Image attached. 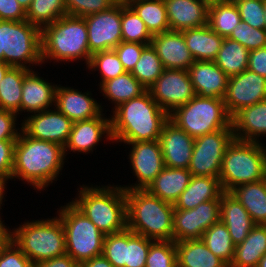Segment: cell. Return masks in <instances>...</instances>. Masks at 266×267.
<instances>
[{
    "instance_id": "cell-1",
    "label": "cell",
    "mask_w": 266,
    "mask_h": 267,
    "mask_svg": "<svg viewBox=\"0 0 266 267\" xmlns=\"http://www.w3.org/2000/svg\"><path fill=\"white\" fill-rule=\"evenodd\" d=\"M110 119L113 141L131 143L158 140L169 115L146 90L114 108Z\"/></svg>"
},
{
    "instance_id": "cell-2",
    "label": "cell",
    "mask_w": 266,
    "mask_h": 267,
    "mask_svg": "<svg viewBox=\"0 0 266 267\" xmlns=\"http://www.w3.org/2000/svg\"><path fill=\"white\" fill-rule=\"evenodd\" d=\"M20 131L14 147L11 179L18 177L36 189H44L55 180L63 167L64 147L53 142L31 138L22 130Z\"/></svg>"
},
{
    "instance_id": "cell-3",
    "label": "cell",
    "mask_w": 266,
    "mask_h": 267,
    "mask_svg": "<svg viewBox=\"0 0 266 267\" xmlns=\"http://www.w3.org/2000/svg\"><path fill=\"white\" fill-rule=\"evenodd\" d=\"M127 229L154 241L173 240L174 205L147 190L125 189Z\"/></svg>"
},
{
    "instance_id": "cell-4",
    "label": "cell",
    "mask_w": 266,
    "mask_h": 267,
    "mask_svg": "<svg viewBox=\"0 0 266 267\" xmlns=\"http://www.w3.org/2000/svg\"><path fill=\"white\" fill-rule=\"evenodd\" d=\"M110 186H81L78 199L72 202L105 235L127 228L125 189Z\"/></svg>"
},
{
    "instance_id": "cell-5",
    "label": "cell",
    "mask_w": 266,
    "mask_h": 267,
    "mask_svg": "<svg viewBox=\"0 0 266 267\" xmlns=\"http://www.w3.org/2000/svg\"><path fill=\"white\" fill-rule=\"evenodd\" d=\"M42 61L85 59L89 64L88 31L84 17L64 15L41 30Z\"/></svg>"
},
{
    "instance_id": "cell-6",
    "label": "cell",
    "mask_w": 266,
    "mask_h": 267,
    "mask_svg": "<svg viewBox=\"0 0 266 267\" xmlns=\"http://www.w3.org/2000/svg\"><path fill=\"white\" fill-rule=\"evenodd\" d=\"M265 171L262 143L234 139L224 153L219 180L223 191L230 192L239 185L261 181Z\"/></svg>"
},
{
    "instance_id": "cell-7",
    "label": "cell",
    "mask_w": 266,
    "mask_h": 267,
    "mask_svg": "<svg viewBox=\"0 0 266 267\" xmlns=\"http://www.w3.org/2000/svg\"><path fill=\"white\" fill-rule=\"evenodd\" d=\"M13 232V241L33 262L66 254L65 233L59 217L26 222Z\"/></svg>"
},
{
    "instance_id": "cell-8",
    "label": "cell",
    "mask_w": 266,
    "mask_h": 267,
    "mask_svg": "<svg viewBox=\"0 0 266 267\" xmlns=\"http://www.w3.org/2000/svg\"><path fill=\"white\" fill-rule=\"evenodd\" d=\"M169 120L193 138L217 130L233 129L222 98L196 95L169 114Z\"/></svg>"
},
{
    "instance_id": "cell-9",
    "label": "cell",
    "mask_w": 266,
    "mask_h": 267,
    "mask_svg": "<svg viewBox=\"0 0 266 267\" xmlns=\"http://www.w3.org/2000/svg\"><path fill=\"white\" fill-rule=\"evenodd\" d=\"M65 233L66 254L78 264L101 255L103 234L72 202L59 210Z\"/></svg>"
},
{
    "instance_id": "cell-10",
    "label": "cell",
    "mask_w": 266,
    "mask_h": 267,
    "mask_svg": "<svg viewBox=\"0 0 266 267\" xmlns=\"http://www.w3.org/2000/svg\"><path fill=\"white\" fill-rule=\"evenodd\" d=\"M1 40L4 63L26 69L27 63L42 64L41 30L27 20H1Z\"/></svg>"
},
{
    "instance_id": "cell-11",
    "label": "cell",
    "mask_w": 266,
    "mask_h": 267,
    "mask_svg": "<svg viewBox=\"0 0 266 267\" xmlns=\"http://www.w3.org/2000/svg\"><path fill=\"white\" fill-rule=\"evenodd\" d=\"M234 139L233 129L217 130L196 137L188 167L191 175L219 178L224 153Z\"/></svg>"
},
{
    "instance_id": "cell-12",
    "label": "cell",
    "mask_w": 266,
    "mask_h": 267,
    "mask_svg": "<svg viewBox=\"0 0 266 267\" xmlns=\"http://www.w3.org/2000/svg\"><path fill=\"white\" fill-rule=\"evenodd\" d=\"M147 90L168 115L196 96L188 70L164 69Z\"/></svg>"
},
{
    "instance_id": "cell-13",
    "label": "cell",
    "mask_w": 266,
    "mask_h": 267,
    "mask_svg": "<svg viewBox=\"0 0 266 267\" xmlns=\"http://www.w3.org/2000/svg\"><path fill=\"white\" fill-rule=\"evenodd\" d=\"M221 201H206L191 210L174 209L173 241L201 239L203 233L220 221Z\"/></svg>"
},
{
    "instance_id": "cell-14",
    "label": "cell",
    "mask_w": 266,
    "mask_h": 267,
    "mask_svg": "<svg viewBox=\"0 0 266 267\" xmlns=\"http://www.w3.org/2000/svg\"><path fill=\"white\" fill-rule=\"evenodd\" d=\"M88 31V45L91 54L114 49L122 42V1L110 9L84 17Z\"/></svg>"
},
{
    "instance_id": "cell-15",
    "label": "cell",
    "mask_w": 266,
    "mask_h": 267,
    "mask_svg": "<svg viewBox=\"0 0 266 267\" xmlns=\"http://www.w3.org/2000/svg\"><path fill=\"white\" fill-rule=\"evenodd\" d=\"M266 99V78L248 69L229 77L223 98L232 118L239 110Z\"/></svg>"
},
{
    "instance_id": "cell-16",
    "label": "cell",
    "mask_w": 266,
    "mask_h": 267,
    "mask_svg": "<svg viewBox=\"0 0 266 267\" xmlns=\"http://www.w3.org/2000/svg\"><path fill=\"white\" fill-rule=\"evenodd\" d=\"M22 131L31 138L65 146L73 122L57 108L34 113L21 124Z\"/></svg>"
},
{
    "instance_id": "cell-17",
    "label": "cell",
    "mask_w": 266,
    "mask_h": 267,
    "mask_svg": "<svg viewBox=\"0 0 266 267\" xmlns=\"http://www.w3.org/2000/svg\"><path fill=\"white\" fill-rule=\"evenodd\" d=\"M132 145L130 162L138 183L124 189L146 190L157 175L165 168L158 140L127 143Z\"/></svg>"
},
{
    "instance_id": "cell-18",
    "label": "cell",
    "mask_w": 266,
    "mask_h": 267,
    "mask_svg": "<svg viewBox=\"0 0 266 267\" xmlns=\"http://www.w3.org/2000/svg\"><path fill=\"white\" fill-rule=\"evenodd\" d=\"M195 138L168 120L162 128L159 143L165 167L188 169Z\"/></svg>"
},
{
    "instance_id": "cell-19",
    "label": "cell",
    "mask_w": 266,
    "mask_h": 267,
    "mask_svg": "<svg viewBox=\"0 0 266 267\" xmlns=\"http://www.w3.org/2000/svg\"><path fill=\"white\" fill-rule=\"evenodd\" d=\"M151 46L155 49L164 69L188 70L195 61L180 31L170 30L153 35Z\"/></svg>"
},
{
    "instance_id": "cell-20",
    "label": "cell",
    "mask_w": 266,
    "mask_h": 267,
    "mask_svg": "<svg viewBox=\"0 0 266 267\" xmlns=\"http://www.w3.org/2000/svg\"><path fill=\"white\" fill-rule=\"evenodd\" d=\"M172 31H184L208 24L209 3L205 0H164Z\"/></svg>"
},
{
    "instance_id": "cell-21",
    "label": "cell",
    "mask_w": 266,
    "mask_h": 267,
    "mask_svg": "<svg viewBox=\"0 0 266 267\" xmlns=\"http://www.w3.org/2000/svg\"><path fill=\"white\" fill-rule=\"evenodd\" d=\"M188 73L196 95L224 98L229 76L214 61H194Z\"/></svg>"
},
{
    "instance_id": "cell-22",
    "label": "cell",
    "mask_w": 266,
    "mask_h": 267,
    "mask_svg": "<svg viewBox=\"0 0 266 267\" xmlns=\"http://www.w3.org/2000/svg\"><path fill=\"white\" fill-rule=\"evenodd\" d=\"M104 134H107L109 140H113L110 119H105L102 113L92 119L73 122L69 139L64 146V153L66 154L68 149L83 153L93 151V147Z\"/></svg>"
},
{
    "instance_id": "cell-23",
    "label": "cell",
    "mask_w": 266,
    "mask_h": 267,
    "mask_svg": "<svg viewBox=\"0 0 266 267\" xmlns=\"http://www.w3.org/2000/svg\"><path fill=\"white\" fill-rule=\"evenodd\" d=\"M73 88L57 86L55 107L72 122L88 120L99 116L102 107L87 93Z\"/></svg>"
},
{
    "instance_id": "cell-24",
    "label": "cell",
    "mask_w": 266,
    "mask_h": 267,
    "mask_svg": "<svg viewBox=\"0 0 266 267\" xmlns=\"http://www.w3.org/2000/svg\"><path fill=\"white\" fill-rule=\"evenodd\" d=\"M220 220L228 228L234 245L244 241L256 225L243 205L230 193L224 192L220 196Z\"/></svg>"
},
{
    "instance_id": "cell-25",
    "label": "cell",
    "mask_w": 266,
    "mask_h": 267,
    "mask_svg": "<svg viewBox=\"0 0 266 267\" xmlns=\"http://www.w3.org/2000/svg\"><path fill=\"white\" fill-rule=\"evenodd\" d=\"M57 85L53 86L30 70L24 77L20 111L41 112L52 106L56 99Z\"/></svg>"
},
{
    "instance_id": "cell-26",
    "label": "cell",
    "mask_w": 266,
    "mask_h": 267,
    "mask_svg": "<svg viewBox=\"0 0 266 267\" xmlns=\"http://www.w3.org/2000/svg\"><path fill=\"white\" fill-rule=\"evenodd\" d=\"M231 125L236 140L258 142L257 138L266 134V99L239 110Z\"/></svg>"
},
{
    "instance_id": "cell-27",
    "label": "cell",
    "mask_w": 266,
    "mask_h": 267,
    "mask_svg": "<svg viewBox=\"0 0 266 267\" xmlns=\"http://www.w3.org/2000/svg\"><path fill=\"white\" fill-rule=\"evenodd\" d=\"M223 193L219 178L192 176L174 203V209L191 210L203 202L220 200Z\"/></svg>"
},
{
    "instance_id": "cell-28",
    "label": "cell",
    "mask_w": 266,
    "mask_h": 267,
    "mask_svg": "<svg viewBox=\"0 0 266 267\" xmlns=\"http://www.w3.org/2000/svg\"><path fill=\"white\" fill-rule=\"evenodd\" d=\"M191 177L188 169L165 167L146 190L153 196L174 205L188 186Z\"/></svg>"
},
{
    "instance_id": "cell-29",
    "label": "cell",
    "mask_w": 266,
    "mask_h": 267,
    "mask_svg": "<svg viewBox=\"0 0 266 267\" xmlns=\"http://www.w3.org/2000/svg\"><path fill=\"white\" fill-rule=\"evenodd\" d=\"M186 45L195 61H214L220 50L223 37L208 24L182 31Z\"/></svg>"
},
{
    "instance_id": "cell-30",
    "label": "cell",
    "mask_w": 266,
    "mask_h": 267,
    "mask_svg": "<svg viewBox=\"0 0 266 267\" xmlns=\"http://www.w3.org/2000/svg\"><path fill=\"white\" fill-rule=\"evenodd\" d=\"M177 267H229L214 255L202 239L175 242Z\"/></svg>"
},
{
    "instance_id": "cell-31",
    "label": "cell",
    "mask_w": 266,
    "mask_h": 267,
    "mask_svg": "<svg viewBox=\"0 0 266 267\" xmlns=\"http://www.w3.org/2000/svg\"><path fill=\"white\" fill-rule=\"evenodd\" d=\"M266 254V225L256 224L244 241L235 246L229 267H257Z\"/></svg>"
},
{
    "instance_id": "cell-32",
    "label": "cell",
    "mask_w": 266,
    "mask_h": 267,
    "mask_svg": "<svg viewBox=\"0 0 266 267\" xmlns=\"http://www.w3.org/2000/svg\"><path fill=\"white\" fill-rule=\"evenodd\" d=\"M230 193L243 205L256 224L266 225V188L263 180L239 185Z\"/></svg>"
},
{
    "instance_id": "cell-33",
    "label": "cell",
    "mask_w": 266,
    "mask_h": 267,
    "mask_svg": "<svg viewBox=\"0 0 266 267\" xmlns=\"http://www.w3.org/2000/svg\"><path fill=\"white\" fill-rule=\"evenodd\" d=\"M32 69L11 67L0 82V110L20 112L25 75Z\"/></svg>"
},
{
    "instance_id": "cell-34",
    "label": "cell",
    "mask_w": 266,
    "mask_h": 267,
    "mask_svg": "<svg viewBox=\"0 0 266 267\" xmlns=\"http://www.w3.org/2000/svg\"><path fill=\"white\" fill-rule=\"evenodd\" d=\"M249 52L239 42L224 38L214 62L227 76L231 77L247 69Z\"/></svg>"
},
{
    "instance_id": "cell-35",
    "label": "cell",
    "mask_w": 266,
    "mask_h": 267,
    "mask_svg": "<svg viewBox=\"0 0 266 267\" xmlns=\"http://www.w3.org/2000/svg\"><path fill=\"white\" fill-rule=\"evenodd\" d=\"M241 21L235 2L229 0L209 4L208 26L221 37L228 38Z\"/></svg>"
},
{
    "instance_id": "cell-36",
    "label": "cell",
    "mask_w": 266,
    "mask_h": 267,
    "mask_svg": "<svg viewBox=\"0 0 266 267\" xmlns=\"http://www.w3.org/2000/svg\"><path fill=\"white\" fill-rule=\"evenodd\" d=\"M152 35L170 31L164 0H138L128 4Z\"/></svg>"
},
{
    "instance_id": "cell-37",
    "label": "cell",
    "mask_w": 266,
    "mask_h": 267,
    "mask_svg": "<svg viewBox=\"0 0 266 267\" xmlns=\"http://www.w3.org/2000/svg\"><path fill=\"white\" fill-rule=\"evenodd\" d=\"M100 88L108 100L114 101L115 107L123 102L139 97L147 90L131 72H125L116 78L105 81Z\"/></svg>"
},
{
    "instance_id": "cell-38",
    "label": "cell",
    "mask_w": 266,
    "mask_h": 267,
    "mask_svg": "<svg viewBox=\"0 0 266 267\" xmlns=\"http://www.w3.org/2000/svg\"><path fill=\"white\" fill-rule=\"evenodd\" d=\"M201 239L214 255L230 266L234 258L235 245L228 228L221 220L208 228Z\"/></svg>"
},
{
    "instance_id": "cell-39",
    "label": "cell",
    "mask_w": 266,
    "mask_h": 267,
    "mask_svg": "<svg viewBox=\"0 0 266 267\" xmlns=\"http://www.w3.org/2000/svg\"><path fill=\"white\" fill-rule=\"evenodd\" d=\"M67 15L65 0H32L26 20L40 30Z\"/></svg>"
},
{
    "instance_id": "cell-40",
    "label": "cell",
    "mask_w": 266,
    "mask_h": 267,
    "mask_svg": "<svg viewBox=\"0 0 266 267\" xmlns=\"http://www.w3.org/2000/svg\"><path fill=\"white\" fill-rule=\"evenodd\" d=\"M163 70L162 62L150 44L142 50L131 74L148 89L162 74Z\"/></svg>"
},
{
    "instance_id": "cell-41",
    "label": "cell",
    "mask_w": 266,
    "mask_h": 267,
    "mask_svg": "<svg viewBox=\"0 0 266 267\" xmlns=\"http://www.w3.org/2000/svg\"><path fill=\"white\" fill-rule=\"evenodd\" d=\"M122 41L151 44L153 35L147 29L143 20L137 13L122 1L121 19Z\"/></svg>"
},
{
    "instance_id": "cell-42",
    "label": "cell",
    "mask_w": 266,
    "mask_h": 267,
    "mask_svg": "<svg viewBox=\"0 0 266 267\" xmlns=\"http://www.w3.org/2000/svg\"><path fill=\"white\" fill-rule=\"evenodd\" d=\"M154 240L125 229V267H145L150 245Z\"/></svg>"
},
{
    "instance_id": "cell-43",
    "label": "cell",
    "mask_w": 266,
    "mask_h": 267,
    "mask_svg": "<svg viewBox=\"0 0 266 267\" xmlns=\"http://www.w3.org/2000/svg\"><path fill=\"white\" fill-rule=\"evenodd\" d=\"M89 69H99L102 81L100 86L110 79L116 78L124 74L126 71L123 68L122 62L119 60L116 52L112 50L99 51L93 53L91 60L87 66Z\"/></svg>"
},
{
    "instance_id": "cell-44",
    "label": "cell",
    "mask_w": 266,
    "mask_h": 267,
    "mask_svg": "<svg viewBox=\"0 0 266 267\" xmlns=\"http://www.w3.org/2000/svg\"><path fill=\"white\" fill-rule=\"evenodd\" d=\"M145 267H177L175 242L154 241L148 250Z\"/></svg>"
},
{
    "instance_id": "cell-45",
    "label": "cell",
    "mask_w": 266,
    "mask_h": 267,
    "mask_svg": "<svg viewBox=\"0 0 266 267\" xmlns=\"http://www.w3.org/2000/svg\"><path fill=\"white\" fill-rule=\"evenodd\" d=\"M228 38L239 42L249 51L266 47V29L253 28L244 21L238 23Z\"/></svg>"
},
{
    "instance_id": "cell-46",
    "label": "cell",
    "mask_w": 266,
    "mask_h": 267,
    "mask_svg": "<svg viewBox=\"0 0 266 267\" xmlns=\"http://www.w3.org/2000/svg\"><path fill=\"white\" fill-rule=\"evenodd\" d=\"M235 2L241 20L253 28L265 29L264 0H230Z\"/></svg>"
},
{
    "instance_id": "cell-47",
    "label": "cell",
    "mask_w": 266,
    "mask_h": 267,
    "mask_svg": "<svg viewBox=\"0 0 266 267\" xmlns=\"http://www.w3.org/2000/svg\"><path fill=\"white\" fill-rule=\"evenodd\" d=\"M125 230L105 235L102 255L114 266L125 267Z\"/></svg>"
},
{
    "instance_id": "cell-48",
    "label": "cell",
    "mask_w": 266,
    "mask_h": 267,
    "mask_svg": "<svg viewBox=\"0 0 266 267\" xmlns=\"http://www.w3.org/2000/svg\"><path fill=\"white\" fill-rule=\"evenodd\" d=\"M119 0H65L67 15L85 17L110 9Z\"/></svg>"
},
{
    "instance_id": "cell-49",
    "label": "cell",
    "mask_w": 266,
    "mask_h": 267,
    "mask_svg": "<svg viewBox=\"0 0 266 267\" xmlns=\"http://www.w3.org/2000/svg\"><path fill=\"white\" fill-rule=\"evenodd\" d=\"M146 46L147 44L122 41L113 50L122 62L124 70L126 72H132L140 58L142 50Z\"/></svg>"
},
{
    "instance_id": "cell-50",
    "label": "cell",
    "mask_w": 266,
    "mask_h": 267,
    "mask_svg": "<svg viewBox=\"0 0 266 267\" xmlns=\"http://www.w3.org/2000/svg\"><path fill=\"white\" fill-rule=\"evenodd\" d=\"M16 141L0 140V181L4 183L12 176Z\"/></svg>"
},
{
    "instance_id": "cell-51",
    "label": "cell",
    "mask_w": 266,
    "mask_h": 267,
    "mask_svg": "<svg viewBox=\"0 0 266 267\" xmlns=\"http://www.w3.org/2000/svg\"><path fill=\"white\" fill-rule=\"evenodd\" d=\"M34 263L12 241L0 255V267H33Z\"/></svg>"
},
{
    "instance_id": "cell-52",
    "label": "cell",
    "mask_w": 266,
    "mask_h": 267,
    "mask_svg": "<svg viewBox=\"0 0 266 267\" xmlns=\"http://www.w3.org/2000/svg\"><path fill=\"white\" fill-rule=\"evenodd\" d=\"M0 20L25 21L26 11L17 0H0Z\"/></svg>"
},
{
    "instance_id": "cell-53",
    "label": "cell",
    "mask_w": 266,
    "mask_h": 267,
    "mask_svg": "<svg viewBox=\"0 0 266 267\" xmlns=\"http://www.w3.org/2000/svg\"><path fill=\"white\" fill-rule=\"evenodd\" d=\"M17 114L0 110V140H17L19 133L15 128Z\"/></svg>"
},
{
    "instance_id": "cell-54",
    "label": "cell",
    "mask_w": 266,
    "mask_h": 267,
    "mask_svg": "<svg viewBox=\"0 0 266 267\" xmlns=\"http://www.w3.org/2000/svg\"><path fill=\"white\" fill-rule=\"evenodd\" d=\"M247 69L266 78V47L249 52Z\"/></svg>"
},
{
    "instance_id": "cell-55",
    "label": "cell",
    "mask_w": 266,
    "mask_h": 267,
    "mask_svg": "<svg viewBox=\"0 0 266 267\" xmlns=\"http://www.w3.org/2000/svg\"><path fill=\"white\" fill-rule=\"evenodd\" d=\"M33 267H79V264L68 254L34 263Z\"/></svg>"
},
{
    "instance_id": "cell-56",
    "label": "cell",
    "mask_w": 266,
    "mask_h": 267,
    "mask_svg": "<svg viewBox=\"0 0 266 267\" xmlns=\"http://www.w3.org/2000/svg\"><path fill=\"white\" fill-rule=\"evenodd\" d=\"M13 241V232H10L0 219V255Z\"/></svg>"
},
{
    "instance_id": "cell-57",
    "label": "cell",
    "mask_w": 266,
    "mask_h": 267,
    "mask_svg": "<svg viewBox=\"0 0 266 267\" xmlns=\"http://www.w3.org/2000/svg\"><path fill=\"white\" fill-rule=\"evenodd\" d=\"M79 267H114L102 254L79 264Z\"/></svg>"
},
{
    "instance_id": "cell-58",
    "label": "cell",
    "mask_w": 266,
    "mask_h": 267,
    "mask_svg": "<svg viewBox=\"0 0 266 267\" xmlns=\"http://www.w3.org/2000/svg\"><path fill=\"white\" fill-rule=\"evenodd\" d=\"M11 68L10 65L4 63V62H0V82L2 81V79L4 78L6 72Z\"/></svg>"
},
{
    "instance_id": "cell-59",
    "label": "cell",
    "mask_w": 266,
    "mask_h": 267,
    "mask_svg": "<svg viewBox=\"0 0 266 267\" xmlns=\"http://www.w3.org/2000/svg\"><path fill=\"white\" fill-rule=\"evenodd\" d=\"M22 8L27 11L32 3V0H17Z\"/></svg>"
},
{
    "instance_id": "cell-60",
    "label": "cell",
    "mask_w": 266,
    "mask_h": 267,
    "mask_svg": "<svg viewBox=\"0 0 266 267\" xmlns=\"http://www.w3.org/2000/svg\"><path fill=\"white\" fill-rule=\"evenodd\" d=\"M5 183L3 181H0V208H1V204H2V199L4 198L3 193L5 192Z\"/></svg>"
},
{
    "instance_id": "cell-61",
    "label": "cell",
    "mask_w": 266,
    "mask_h": 267,
    "mask_svg": "<svg viewBox=\"0 0 266 267\" xmlns=\"http://www.w3.org/2000/svg\"><path fill=\"white\" fill-rule=\"evenodd\" d=\"M0 62H3V50H2V40H1V20H0Z\"/></svg>"
},
{
    "instance_id": "cell-62",
    "label": "cell",
    "mask_w": 266,
    "mask_h": 267,
    "mask_svg": "<svg viewBox=\"0 0 266 267\" xmlns=\"http://www.w3.org/2000/svg\"><path fill=\"white\" fill-rule=\"evenodd\" d=\"M257 267H266V254L260 259Z\"/></svg>"
},
{
    "instance_id": "cell-63",
    "label": "cell",
    "mask_w": 266,
    "mask_h": 267,
    "mask_svg": "<svg viewBox=\"0 0 266 267\" xmlns=\"http://www.w3.org/2000/svg\"><path fill=\"white\" fill-rule=\"evenodd\" d=\"M264 17H265V29H266V0H264Z\"/></svg>"
},
{
    "instance_id": "cell-64",
    "label": "cell",
    "mask_w": 266,
    "mask_h": 267,
    "mask_svg": "<svg viewBox=\"0 0 266 267\" xmlns=\"http://www.w3.org/2000/svg\"><path fill=\"white\" fill-rule=\"evenodd\" d=\"M206 2L213 3V2H219V1H229V0H205Z\"/></svg>"
},
{
    "instance_id": "cell-65",
    "label": "cell",
    "mask_w": 266,
    "mask_h": 267,
    "mask_svg": "<svg viewBox=\"0 0 266 267\" xmlns=\"http://www.w3.org/2000/svg\"><path fill=\"white\" fill-rule=\"evenodd\" d=\"M123 1L125 4H129L130 2H135V1H138V0H121Z\"/></svg>"
},
{
    "instance_id": "cell-66",
    "label": "cell",
    "mask_w": 266,
    "mask_h": 267,
    "mask_svg": "<svg viewBox=\"0 0 266 267\" xmlns=\"http://www.w3.org/2000/svg\"><path fill=\"white\" fill-rule=\"evenodd\" d=\"M263 183H264V185H265V188H266V171H265V174H264V177H263Z\"/></svg>"
}]
</instances>
